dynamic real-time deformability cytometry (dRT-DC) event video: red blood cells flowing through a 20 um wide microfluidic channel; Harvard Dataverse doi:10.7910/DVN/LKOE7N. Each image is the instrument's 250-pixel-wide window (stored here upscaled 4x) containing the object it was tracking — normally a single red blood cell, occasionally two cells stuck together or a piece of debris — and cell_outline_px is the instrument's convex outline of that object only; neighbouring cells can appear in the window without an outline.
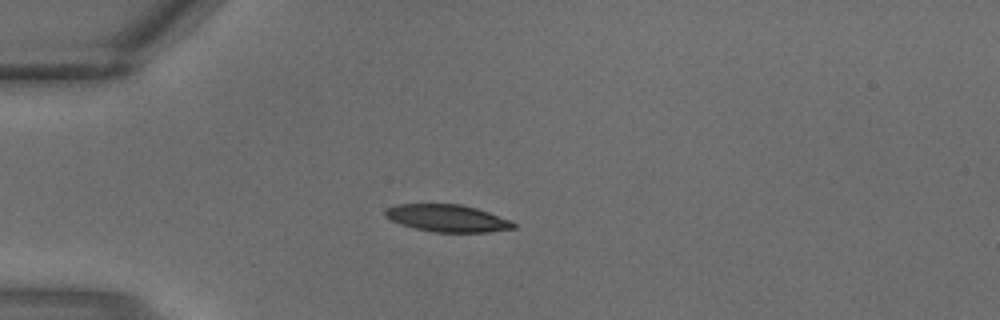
{"species": "common noctule bat (a hibernating species)", "species_latin": "Nyctalus noctula", "temperature_condition": "warm", "stored_images_in_passage": 2, "camera_frame_rate_fps": 3000, "um_per_image_px": 0.085, "animal": {"sex": "male", "body_mass_g": 18.8}, "frame": {"image": 1, "passage_image": 2, "time_ms": 0.333, "image_size_px": [1000, 320], "cell_outline_px": [[516, 228], [488, 232], [436, 232], [416, 228], [400, 224], [384, 216], [384, 212], [388, 208], [396, 204], [460, 204], [476, 208], [512, 220], [516, 224]], "centroid_in_image_um": [38.05, 18.55], "position_along_channel_um": 46.9, "area_um2": 20.29}}